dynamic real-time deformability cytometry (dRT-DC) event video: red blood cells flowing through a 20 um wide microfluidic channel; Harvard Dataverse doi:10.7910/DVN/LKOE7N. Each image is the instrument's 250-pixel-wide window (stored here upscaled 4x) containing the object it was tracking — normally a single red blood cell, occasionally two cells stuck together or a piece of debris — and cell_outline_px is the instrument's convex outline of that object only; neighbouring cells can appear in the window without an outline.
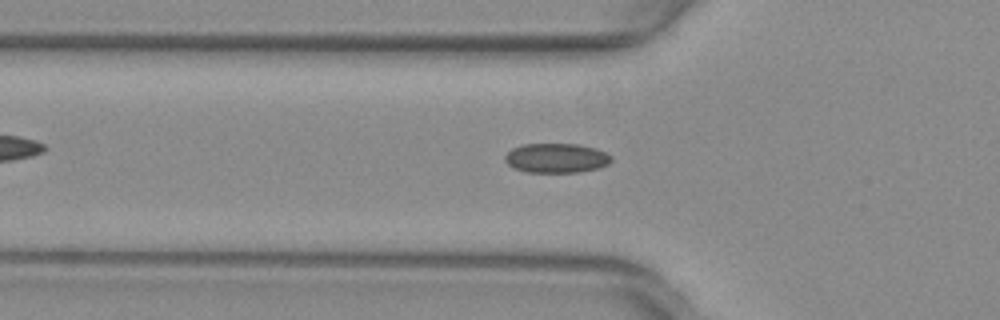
{"species": "common noctule bat (a hibernating species)", "species_latin": "Nyctalus noctula", "temperature_condition": "warm", "stored_images_in_passage": 49, "camera_frame_rate_fps": 3000, "um_per_image_px": 0.085, "animal": {"sex": "female", "body_mass_g": 29.2, "forearm_length_mm": 56.3}, "frame": {"image": 1, "passage_image": 18, "time_ms": 5.667, "image_size_px": [1000, 320], "cell_outline_px": [[612, 160], [608, 164], [600, 168], [580, 172], [528, 172], [516, 168], [508, 164], [504, 160], [504, 156], [512, 148], [524, 144], [576, 144], [596, 148], [612, 156]], "centroid_in_image_um": [47.31, 13.43], "position_along_channel_um": 78.5, "area_um2": 18.26}}
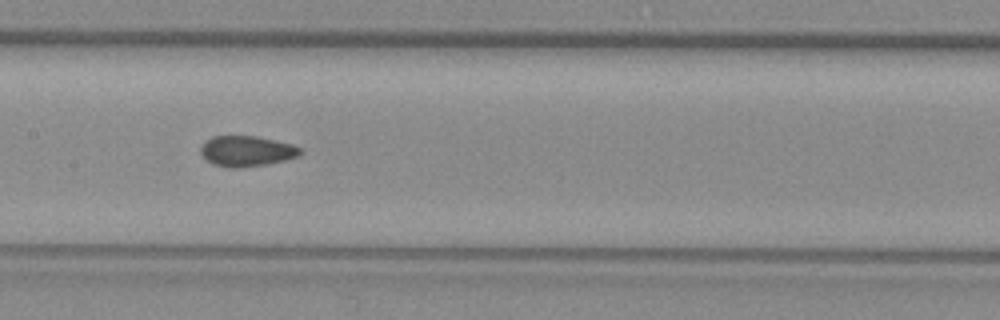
{"frame": {"image": 2, "passage_image": 26, "time_ms": 8.333, "image_size_px": [1000, 320], "cell_outline_px": [[300, 152], [296, 156], [284, 160], [268, 164], [240, 168], [228, 168], [212, 164], [200, 152], [200, 148], [212, 136], [256, 136], [292, 144], [300, 148]], "centroid_in_image_um": [20.94, 12.85], "position_along_channel_um": 186.5, "area_um2": 17.51}}
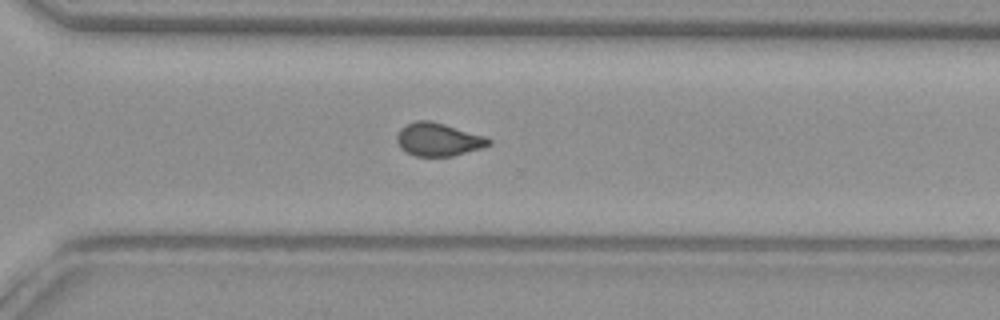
{"frame": {"image": 3, "passage_image": 37, "time_ms": 12.0, "image_size_px": [1000, 320], "cell_outline_px": [[492, 144], [484, 148], [452, 156], [416, 156], [400, 148], [396, 140], [396, 136], [400, 128], [416, 120], [428, 120], [444, 124], [484, 136], [492, 140]], "centroid_in_image_um": [37.26, 11.86], "position_along_channel_um": 333.3, "area_um2": 17.69}, "authors_computed_cell_mechanics": {"area_um2": 17.8024, "velocity_mm_per_s": 4.0175, "shape_relaxation_time_tau1_ms": null, "shape_relaxation_time_tau2_ms": 1.4397, "deformation_change_tau1": null, "deformation_change_tau2": 0.0696}}